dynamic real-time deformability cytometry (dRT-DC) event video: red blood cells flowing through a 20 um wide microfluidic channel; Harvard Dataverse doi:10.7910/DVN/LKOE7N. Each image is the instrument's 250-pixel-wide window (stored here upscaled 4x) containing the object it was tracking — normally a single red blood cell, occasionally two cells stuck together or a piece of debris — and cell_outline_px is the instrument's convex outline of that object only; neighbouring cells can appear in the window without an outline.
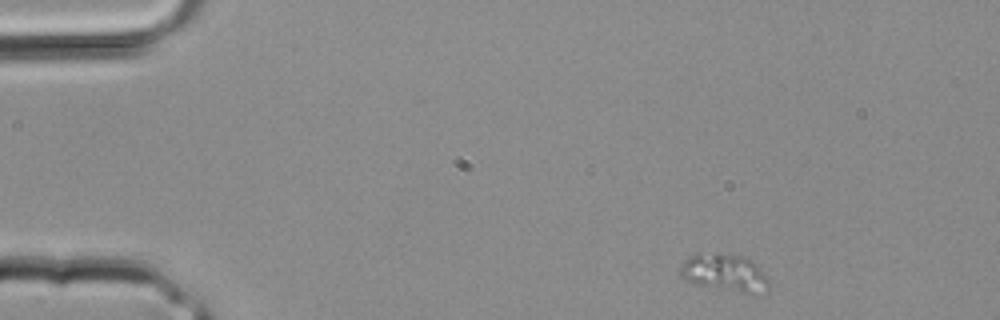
{"species": "common noctule bat (a hibernating species)", "species_latin": "Nyctalus noctula", "temperature_condition": "room temperature", "stored_images_in_passage": 3, "segment_of_instrument_passage": [1, 2], "camera_frame_rate_fps": 3000, "um_per_image_px": 0.085, "animal": {"sex": "male", "body_mass_g": 20.4}, "frame": {"image": 1, "passage_image": 1, "time_ms": 0.0, "image_size_px": [1000, 320], "cell_outline_px": [[768, 288], [748, 292], [744, 292], [696, 284], [684, 280], [680, 276], [680, 264], [684, 260], [696, 252], [748, 256], [756, 264], [768, 280]], "centroid_in_image_um": [61.5, 23.12], "position_along_channel_um": 23.5, "area_um2": 18.9}}